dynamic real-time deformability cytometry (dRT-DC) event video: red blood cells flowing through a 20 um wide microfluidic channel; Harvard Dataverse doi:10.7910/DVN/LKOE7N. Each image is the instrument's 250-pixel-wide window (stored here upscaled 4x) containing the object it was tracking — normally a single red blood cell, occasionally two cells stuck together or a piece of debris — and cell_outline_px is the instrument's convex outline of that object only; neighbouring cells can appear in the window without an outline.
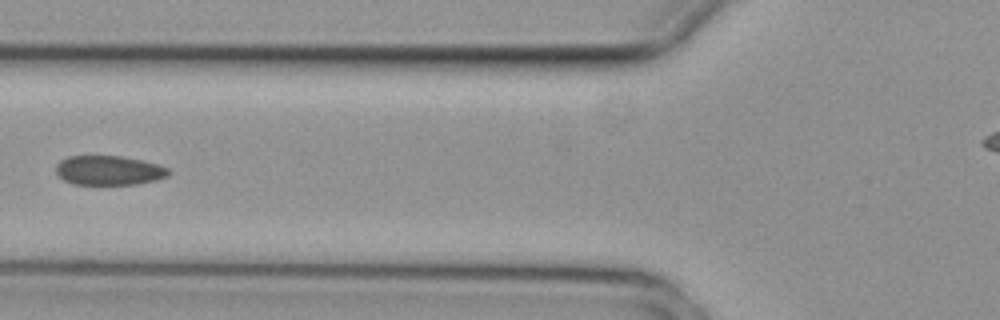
{"species": "common noctule bat (a hibernating species)", "species_latin": "Nyctalus noctula", "temperature_condition": "cold", "stored_images_in_passage": 5, "camera_frame_rate_fps": 3000, "um_per_image_px": 0.085, "animal": {"sex": "female", "body_mass_g": 29.2, "forearm_length_mm": 56.3}, "frame": {"image": 1, "passage_image": 5, "time_ms": 1.333, "image_size_px": [1000, 320], "cell_outline_px": [[172, 172], [168, 176], [156, 180], [136, 184], [72, 184], [64, 180], [56, 172], [56, 164], [60, 160], [68, 156], [120, 156], [140, 160], [156, 164], [168, 168]], "centroid_in_image_um": [9.25, 14.48], "position_along_channel_um": 116.6, "area_um2": 19.25}}